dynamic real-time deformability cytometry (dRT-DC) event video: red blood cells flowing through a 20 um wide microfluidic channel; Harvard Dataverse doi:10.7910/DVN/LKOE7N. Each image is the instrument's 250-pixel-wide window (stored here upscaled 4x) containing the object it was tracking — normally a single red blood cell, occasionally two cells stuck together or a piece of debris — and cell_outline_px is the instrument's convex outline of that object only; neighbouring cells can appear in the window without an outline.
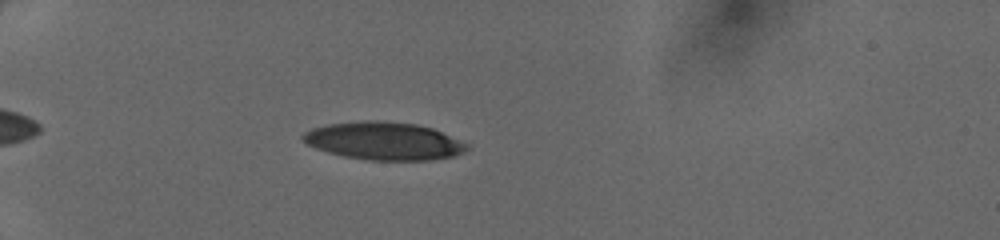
{"species": "human", "species_latin": "Homo sapiens", "temperature_condition": "cold", "stored_images_in_passage": 35, "camera_frame_rate_fps": 3000, "um_per_image_px": 0.085, "donor": {"sex": "female"}, "frame": {"image": 1, "passage_image": 6, "time_ms": 1.667, "image_size_px": [1000, 240], "cell_outline_px": [[468, 148], [464, 152], [452, 156], [428, 160], [368, 160], [344, 156], [328, 152], [316, 148], [300, 140], [300, 136], [304, 132], [312, 128], [328, 124], [364, 120], [376, 120], [416, 124], [432, 128], [468, 144]], "centroid_in_image_um": [32.58, 11.98], "position_along_channel_um": 52.4, "area_um2": 36.01}}
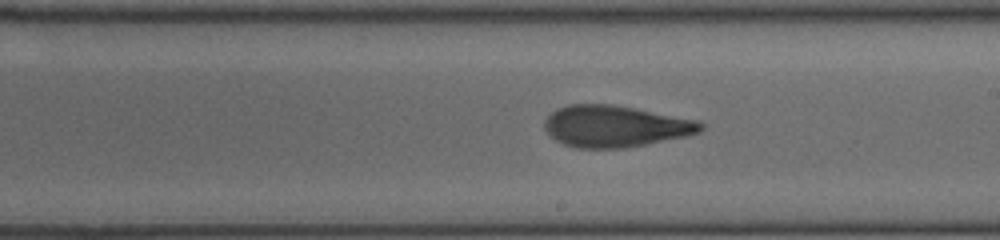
{"frame": {"image": 2, "passage_image": 21, "time_ms": 6.667, "image_size_px": [1000, 240], "cell_outline_px": [[704, 128], [700, 132], [688, 136], [624, 148], [576, 148], [564, 144], [556, 140], [544, 128], [544, 120], [556, 108], [568, 104], [612, 104], [696, 120], [704, 124]], "centroid_in_image_um": [52.28, 10.73], "position_along_channel_um": 236.7, "area_um2": 37.69}}
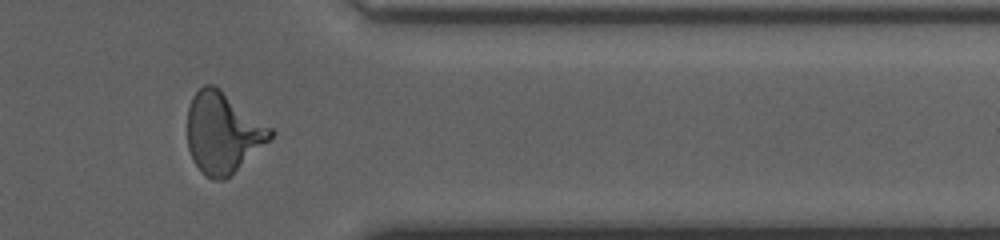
{"frame": {"image": 3, "passage_image": 32, "time_ms": 10.333, "image_size_px": [1000, 240], "cell_outline_px": [[276, 132], [232, 176], [224, 180], [212, 180], [192, 160], [188, 148], [188, 108], [192, 96], [204, 84], [216, 84], [272, 128]], "centroid_in_image_um": [18.94, 11.26], "position_along_channel_um": 392.5, "area_um2": 39.19}}